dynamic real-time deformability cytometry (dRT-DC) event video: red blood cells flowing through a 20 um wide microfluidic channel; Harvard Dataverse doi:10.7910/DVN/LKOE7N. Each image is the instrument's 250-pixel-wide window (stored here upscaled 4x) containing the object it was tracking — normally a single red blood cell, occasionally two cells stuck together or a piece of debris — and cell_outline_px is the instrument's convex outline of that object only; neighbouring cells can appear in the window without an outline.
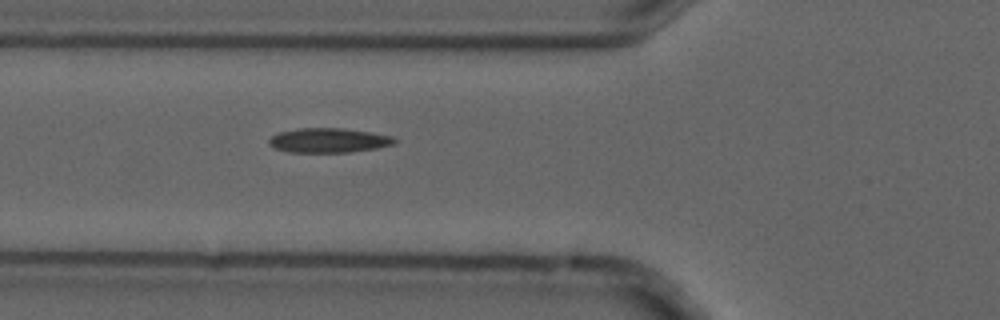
{"species": "common noctule bat (a hibernating species)", "species_latin": "Nyctalus noctula", "temperature_condition": "cold", "stored_images_in_passage": 6, "camera_frame_rate_fps": 3000, "um_per_image_px": 0.085, "animal": {"sex": "male", "forearm_length_mm": 52.5}, "frame": {"image": 1, "passage_image": 6, "time_ms": 1.667, "image_size_px": [1000, 320], "cell_outline_px": [[396, 144], [376, 148], [348, 152], [288, 152], [276, 148], [268, 144], [268, 140], [272, 136], [280, 132], [296, 128], [344, 128], [372, 132], [392, 136], [396, 140]], "centroid_in_image_um": [27.94, 11.92], "position_along_channel_um": 97.9, "area_um2": 17.98}}